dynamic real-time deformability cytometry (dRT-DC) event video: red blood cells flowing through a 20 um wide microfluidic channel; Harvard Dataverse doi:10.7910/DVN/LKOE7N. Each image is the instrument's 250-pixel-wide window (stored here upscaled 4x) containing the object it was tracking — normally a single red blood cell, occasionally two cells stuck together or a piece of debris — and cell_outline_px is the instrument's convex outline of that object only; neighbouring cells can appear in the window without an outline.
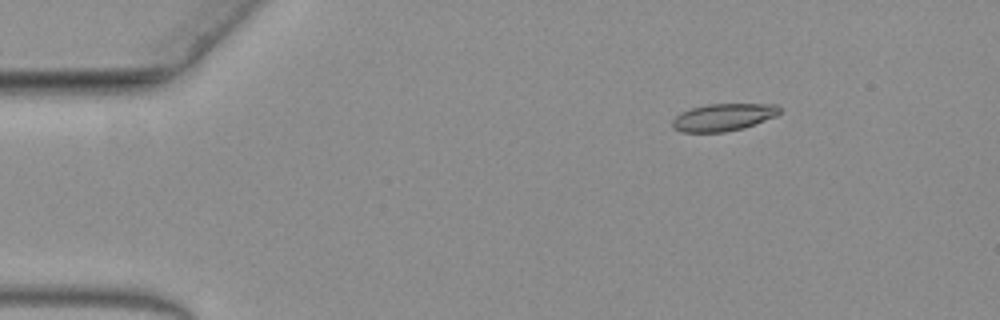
{"species": "common noctule bat (a hibernating species)", "species_latin": "Nyctalus noctula", "temperature_condition": "warm", "stored_images_in_passage": 12, "camera_frame_rate_fps": 3000, "um_per_image_px": 0.085, "animal": {"sex": "female", "body_mass_g": 19.3, "forearm_length_mm": 54.1}, "frame": {"image": 1, "passage_image": 2, "time_ms": 0.333, "image_size_px": [1000, 320], "cell_outline_px": [[780, 112], [776, 116], [744, 128], [724, 132], [684, 132], [672, 128], [672, 120], [680, 112], [704, 104], [776, 104], [780, 108]], "centroid_in_image_um": [61.46, 9.96], "position_along_channel_um": 23.5, "area_um2": 17.11}}